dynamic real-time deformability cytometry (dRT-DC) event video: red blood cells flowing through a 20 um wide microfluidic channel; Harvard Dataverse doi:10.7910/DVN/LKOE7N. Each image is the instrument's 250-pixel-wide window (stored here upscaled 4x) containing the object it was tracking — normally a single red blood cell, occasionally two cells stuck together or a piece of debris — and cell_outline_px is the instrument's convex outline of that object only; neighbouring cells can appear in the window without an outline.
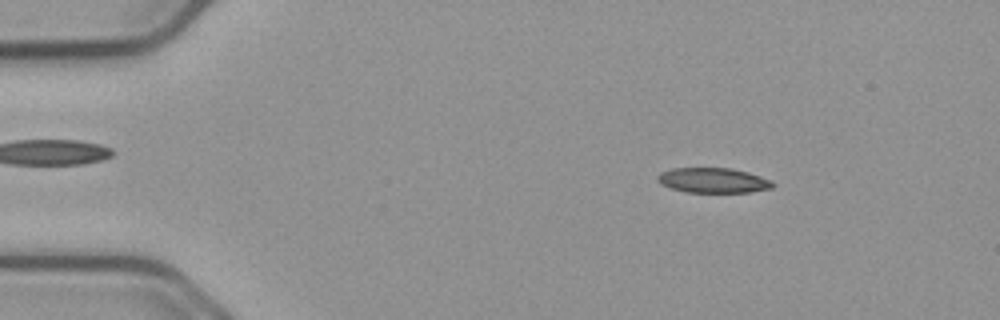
{"species": "common noctule bat (a hibernating species)", "species_latin": "Nyctalus noctula", "temperature_condition": "cold", "stored_images_in_passage": 55, "camera_frame_rate_fps": 3000, "um_per_image_px": 0.085, "animal": {"sex": "male", "body_mass_g": 23.1, "forearm_length_mm": 52.7}, "frame": {"image": 1, "passage_image": 8, "time_ms": 2.333, "image_size_px": [1000, 320], "cell_outline_px": [[776, 184], [772, 188], [748, 192], [684, 192], [660, 184], [656, 180], [656, 176], [660, 172], [672, 168], [732, 168], [748, 172], [772, 180]], "centroid_in_image_um": [60.6, 15.32], "position_along_channel_um": 24.4, "area_um2": 16.94}}
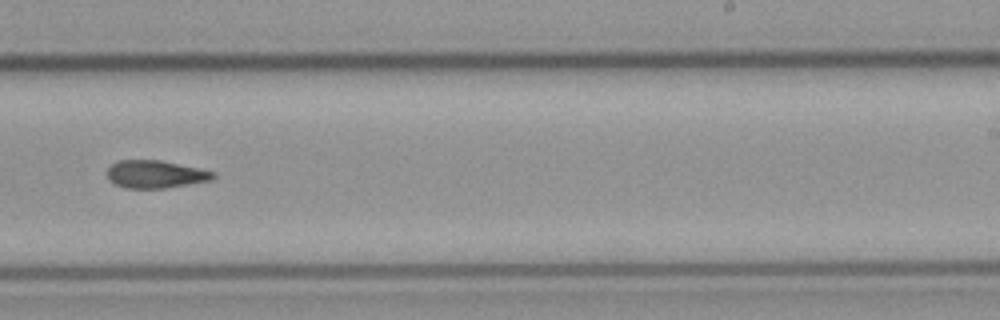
{"frame": {"image": 2, "passage_image": 34, "time_ms": 11.0, "image_size_px": [1000, 320], "cell_outline_px": [[216, 176], [212, 180], [164, 188], [124, 188], [108, 180], [108, 168], [112, 164], [120, 160], [160, 160], [216, 172]], "centroid_in_image_um": [13.21, 14.81], "position_along_channel_um": 275.8, "area_um2": 16.99}}
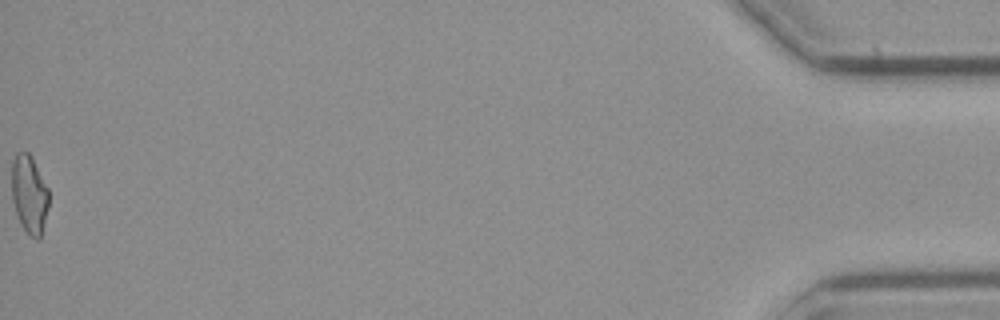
{"frame": {"image": 3, "passage_image": 55, "time_ms": 18.0, "image_size_px": [1000, 320], "cell_outline_px": [[48, 208], [40, 240], [36, 240], [28, 236], [16, 212], [12, 200], [12, 160], [16, 152], [28, 152], [48, 188]], "centroid_in_image_um": [2.49, 16.55], "position_along_channel_um": 432.7, "area_um2": 16.76}}